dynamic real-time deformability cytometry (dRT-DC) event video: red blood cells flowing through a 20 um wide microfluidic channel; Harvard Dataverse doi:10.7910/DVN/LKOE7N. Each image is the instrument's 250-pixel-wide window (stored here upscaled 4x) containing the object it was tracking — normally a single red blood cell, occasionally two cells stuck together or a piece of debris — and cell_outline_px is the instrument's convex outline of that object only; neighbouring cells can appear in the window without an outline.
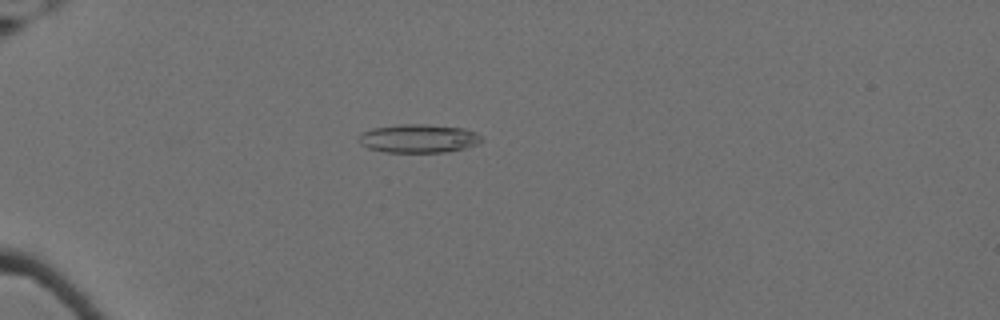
{"species": "Egyptian fruit bat (a non-hibernating species)", "species_latin": "Rousettus aegyptiacus", "temperature_condition": "cold", "stored_images_in_passage": 54, "camera_frame_rate_fps": 3000, "um_per_image_px": 0.085, "animal": {"sex": "female"}, "frame": {"image": 1, "passage_image": 13, "time_ms": 4.0, "image_size_px": [1000, 320], "cell_outline_px": [[484, 140], [476, 144], [464, 148], [448, 152], [384, 152], [368, 148], [360, 144], [360, 132], [372, 128], [400, 124], [424, 124], [464, 128], [476, 132]], "centroid_in_image_um": [35.57, 11.77], "position_along_channel_um": 49.4, "area_um2": 20.46}}
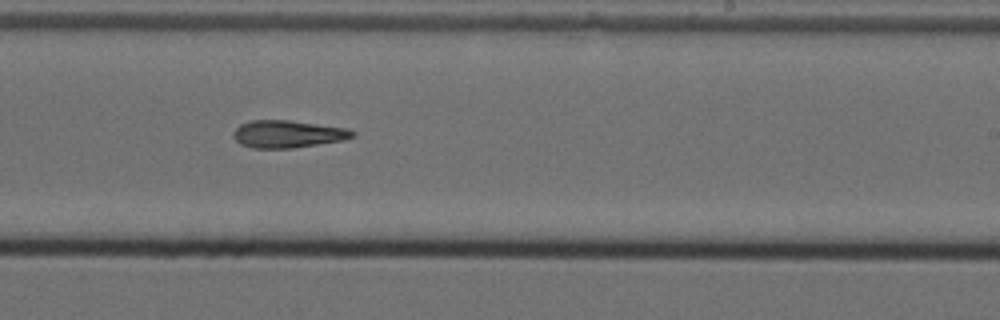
{"frame": {"image": 2, "passage_image": 34, "time_ms": 11.0, "image_size_px": [1000, 320], "cell_outline_px": [[356, 136], [340, 140], [292, 148], [252, 148], [240, 144], [232, 136], [232, 132], [240, 124], [248, 120], [288, 120], [344, 128], [356, 132]], "centroid_in_image_um": [24.38, 11.39], "position_along_channel_um": 264.6, "area_um2": 18.84}}
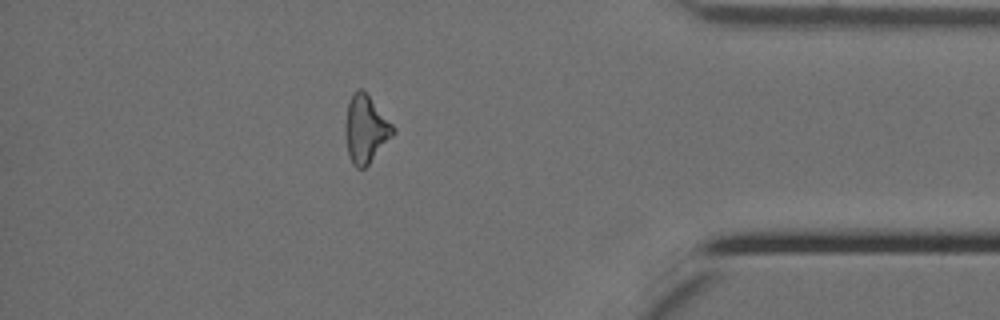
{"frame": {"image": 3, "passage_image": 48, "time_ms": 15.667, "image_size_px": [1000, 320], "cell_outline_px": [[396, 132], [368, 164], [364, 168], [356, 168], [352, 164], [348, 156], [344, 132], [344, 124], [348, 104], [356, 88], [360, 88], [368, 96], [396, 128]], "centroid_in_image_um": [31.06, 11.01], "position_along_channel_um": 404.1, "area_um2": 18.67}}